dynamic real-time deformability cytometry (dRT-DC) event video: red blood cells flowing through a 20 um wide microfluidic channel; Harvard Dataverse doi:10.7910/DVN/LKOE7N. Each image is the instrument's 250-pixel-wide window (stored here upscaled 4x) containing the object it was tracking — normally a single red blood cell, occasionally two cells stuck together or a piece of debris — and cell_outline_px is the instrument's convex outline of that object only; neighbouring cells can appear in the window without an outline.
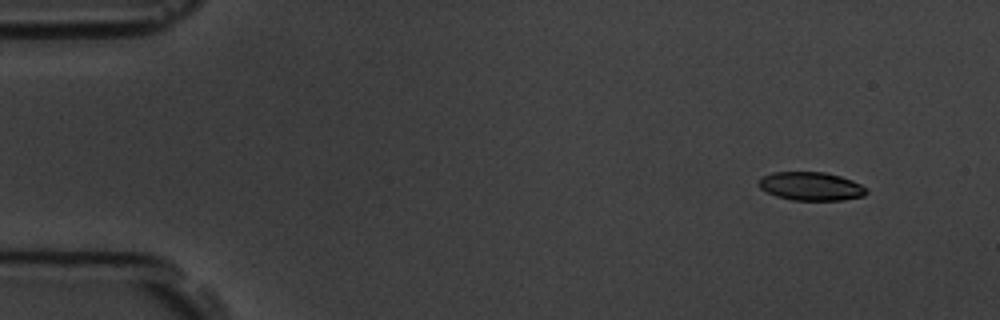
{"species": "common noctule bat (a hibernating species)", "species_latin": "Nyctalus noctula", "temperature_condition": "room temperature", "stored_images_in_passage": 5, "camera_frame_rate_fps": 3000, "um_per_image_px": 0.085, "animal": {"sex": "male", "body_mass_g": 19.5, "forearm_length_mm": 54.6}, "frame": {"image": 1, "passage_image": 2, "time_ms": 1.333, "image_size_px": [1000, 320], "cell_outline_px": [[868, 192], [864, 196], [840, 200], [792, 200], [776, 196], [760, 188], [756, 184], [760, 176], [772, 172], [824, 172], [840, 176], [852, 180], [868, 188]], "centroid_in_image_um": [68.91, 15.82], "position_along_channel_um": 16.1, "area_um2": 18.03}}
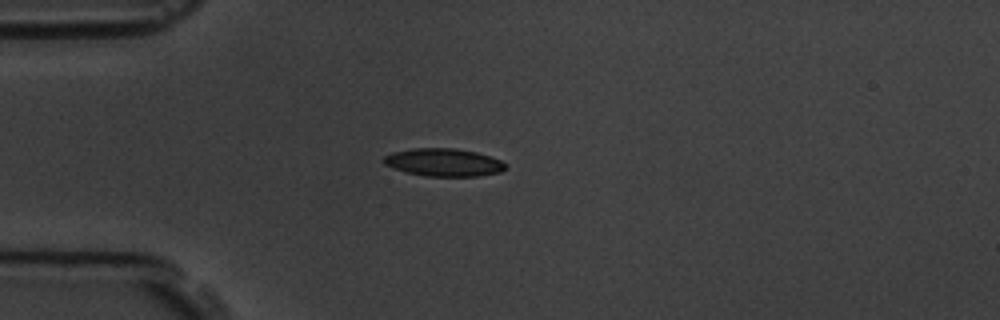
{"frame": {"image": 2, "passage_image": 5, "time_ms": 4.667, "image_size_px": [1000, 320], "cell_outline_px": [[508, 168], [500, 172], [476, 176], [424, 176], [408, 172], [384, 164], [380, 160], [384, 156], [392, 152], [412, 148], [456, 148], [476, 152], [500, 160], [508, 164]], "centroid_in_image_um": [37.72, 13.79], "position_along_channel_um": 47.3, "area_um2": 19.77}}